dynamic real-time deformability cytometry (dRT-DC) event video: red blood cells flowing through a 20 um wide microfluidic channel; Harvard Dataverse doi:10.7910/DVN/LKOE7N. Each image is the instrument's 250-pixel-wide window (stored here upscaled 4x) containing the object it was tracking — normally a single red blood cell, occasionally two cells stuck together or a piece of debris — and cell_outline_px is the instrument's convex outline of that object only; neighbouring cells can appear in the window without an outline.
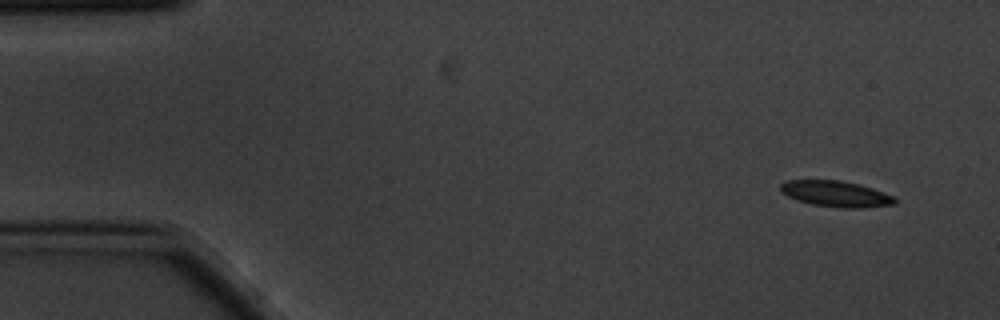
{"species": "common noctule bat (a hibernating species)", "species_latin": "Nyctalus noctula", "temperature_condition": "cold", "stored_images_in_passage": 8, "camera_frame_rate_fps": 3000, "um_per_image_px": 0.085, "animal": {"sex": "male", "body_mass_g": 20.1, "forearm_length_mm": 53.5}, "frame": {"image": 1, "passage_image": 1, "time_ms": 0.0, "image_size_px": [1000, 320], "cell_outline_px": [[896, 204], [864, 208], [844, 208], [812, 204], [796, 200], [780, 192], [780, 184], [788, 180], [840, 180], [860, 184], [896, 196]], "centroid_in_image_um": [71.08, 16.47], "position_along_channel_um": 13.9, "area_um2": 17.46}}
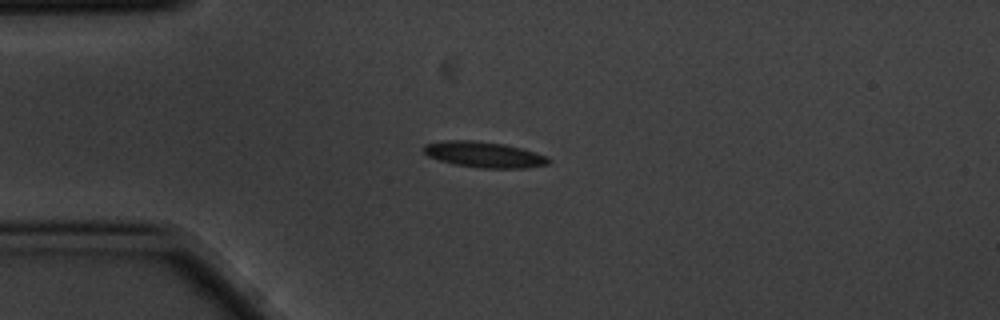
{"frame": {"image": 2, "passage_image": 3, "time_ms": 0.667, "image_size_px": [1000, 320], "cell_outline_px": [[552, 160], [548, 164], [528, 168], [480, 168], [452, 164], [428, 156], [424, 152], [424, 144], [444, 140], [472, 140], [504, 144], [520, 148], [544, 156]], "centroid_in_image_um": [41.11, 13.14], "position_along_channel_um": 43.9, "area_um2": 18.67}}
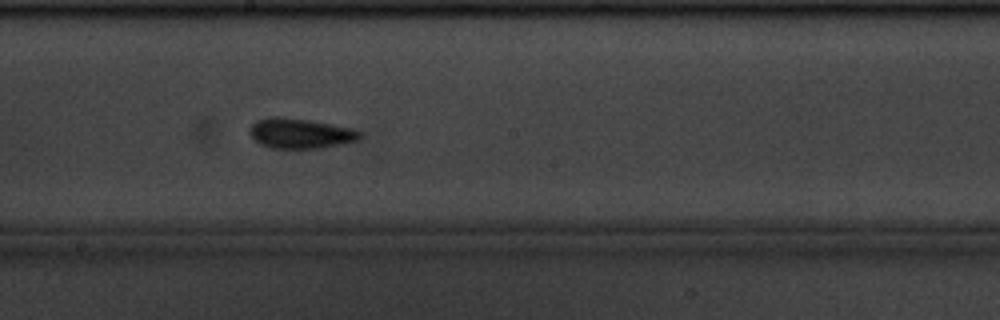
{"frame": {"image": 3, "passage_image": 8, "time_ms": 2.333, "image_size_px": [1000, 320], "cell_outline_px": [[360, 140], [324, 148], [272, 148], [260, 144], [252, 136], [252, 124], [256, 120], [268, 116], [276, 116], [308, 120], [332, 124], [352, 128], [360, 132]], "centroid_in_image_um": [25.56, 11.34], "position_along_channel_um": 222.6, "area_um2": 19.19}}